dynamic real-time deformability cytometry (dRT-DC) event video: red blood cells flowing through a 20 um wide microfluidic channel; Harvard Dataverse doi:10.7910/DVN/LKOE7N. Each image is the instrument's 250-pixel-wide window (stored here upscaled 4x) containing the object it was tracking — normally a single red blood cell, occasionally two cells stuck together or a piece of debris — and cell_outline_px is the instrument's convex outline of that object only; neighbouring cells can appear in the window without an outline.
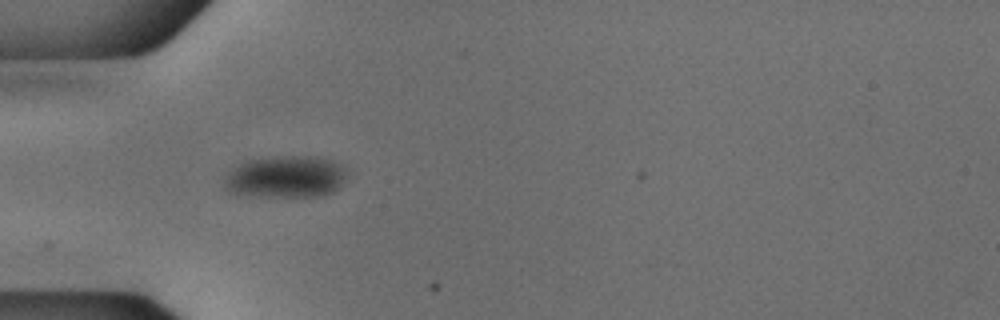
{"species": "common noctule bat (a hibernating species)", "species_latin": "Nyctalus noctula", "temperature_condition": "cold", "stored_images_in_passage": 7, "camera_frame_rate_fps": 3000, "um_per_image_px": 0.085, "animal": {"sex": "male", "body_mass_g": 18.8}, "frame": {"image": 1, "passage_image": 4, "time_ms": 1.0, "image_size_px": [1000, 320], "cell_outline_px": [[348, 176], [340, 188], [324, 196], [248, 196], [232, 192], [224, 188], [224, 176], [232, 168], [248, 160], [276, 156], [316, 156], [332, 160], [348, 168]], "centroid_in_image_um": [24.34, 15.03], "position_along_channel_um": 60.7, "area_um2": 30.58}}
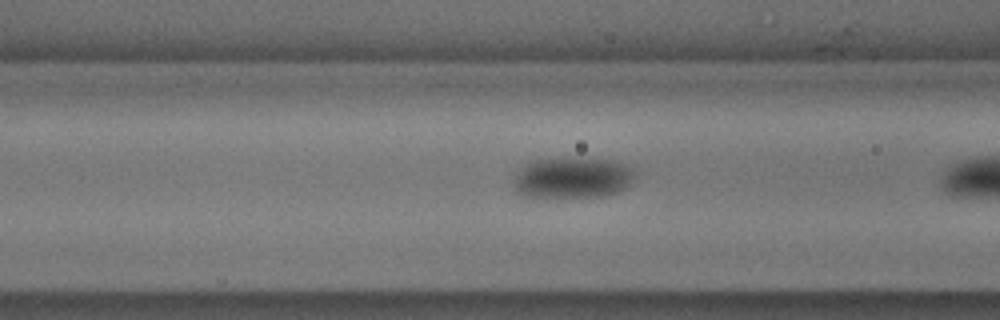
{"frame": {"image": 2, "passage_image": 6, "time_ms": 1.667, "image_size_px": [1000, 320], "cell_outline_px": [[636, 172], [632, 180], [624, 188], [616, 192], [604, 196], [528, 196], [520, 192], [516, 188], [516, 176], [520, 168], [524, 164], [532, 160], [556, 156], [564, 156], [612, 160], [624, 164], [632, 168]], "centroid_in_image_um": [48.69, 15.04], "position_along_channel_um": 117.9, "area_um2": 28.96}}